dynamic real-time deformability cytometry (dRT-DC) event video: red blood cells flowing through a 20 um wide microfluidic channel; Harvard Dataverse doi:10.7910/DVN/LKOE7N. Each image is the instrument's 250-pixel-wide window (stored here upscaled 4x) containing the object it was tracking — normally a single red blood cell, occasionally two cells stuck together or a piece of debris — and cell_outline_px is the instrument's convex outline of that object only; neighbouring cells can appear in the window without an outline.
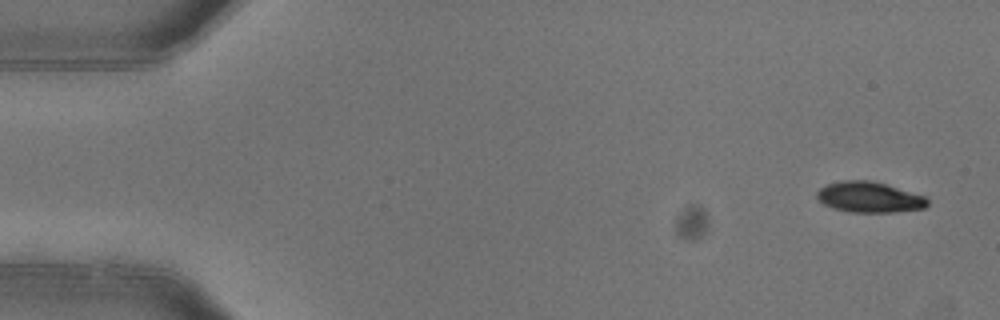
{"species": "common noctule bat (a hibernating species)", "species_latin": "Nyctalus noctula", "temperature_condition": "warm", "stored_images_in_passage": 4, "camera_frame_rate_fps": 3000, "um_per_image_px": 0.085, "animal": {"sex": "female"}, "frame": {"image": 1, "passage_image": 1, "time_ms": 0.0, "image_size_px": [1000, 320], "cell_outline_px": [[928, 204], [924, 208], [896, 212], [848, 212], [832, 208], [824, 204], [816, 196], [816, 192], [820, 188], [828, 184], [840, 180], [872, 180], [924, 196], [928, 200]], "centroid_in_image_um": [73.86, 16.76], "position_along_channel_um": 11.1, "area_um2": 19.71}}